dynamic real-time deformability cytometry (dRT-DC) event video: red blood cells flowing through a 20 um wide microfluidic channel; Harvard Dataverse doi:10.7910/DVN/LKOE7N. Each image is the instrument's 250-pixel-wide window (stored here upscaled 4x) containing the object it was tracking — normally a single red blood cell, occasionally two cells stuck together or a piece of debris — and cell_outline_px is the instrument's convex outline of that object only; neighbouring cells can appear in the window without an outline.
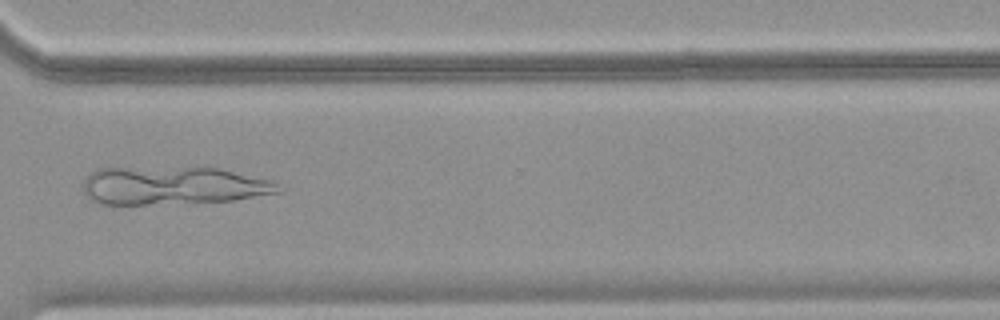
{"species": "common noctule bat (a hibernating species)", "species_latin": "Nyctalus noctula", "temperature_condition": "warm", "stored_images_in_passage": 38, "camera_frame_rate_fps": 3000, "um_per_image_px": 0.085, "animal": {"sex": "female", "body_mass_g": 18.4}, "frame": {"image": 1, "passage_image": 27, "time_ms": 8.667, "image_size_px": [1000, 320], "cell_outline_px": [[280, 192], [236, 200], [144, 204], [96, 204], [84, 192], [84, 180], [88, 172], [96, 168], [196, 164], [220, 168], [272, 180], [276, 184]], "centroid_in_image_um": [14.66, 15.71], "position_along_channel_um": 355.9, "area_um2": 44.8}}